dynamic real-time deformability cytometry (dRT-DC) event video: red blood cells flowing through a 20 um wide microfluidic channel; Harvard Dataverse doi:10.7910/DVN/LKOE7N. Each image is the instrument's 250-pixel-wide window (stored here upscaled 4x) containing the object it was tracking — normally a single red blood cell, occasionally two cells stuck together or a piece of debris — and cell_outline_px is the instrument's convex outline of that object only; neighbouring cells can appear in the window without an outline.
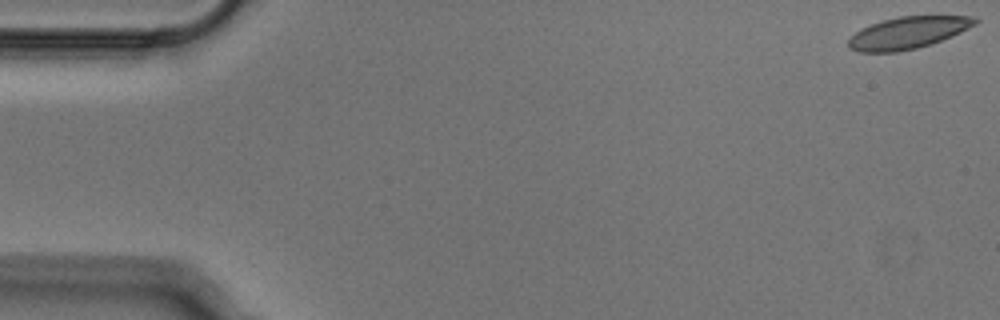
{"species": "Egyptian fruit bat (a non-hibernating species)", "species_latin": "Rousettus aegyptiacus", "temperature_condition": "cold", "stored_images_in_passage": 9, "camera_frame_rate_fps": 3000, "um_per_image_px": 0.085, "animal": {"sex": "male"}, "frame": {"image": 1, "passage_image": 1, "time_ms": 0.0, "image_size_px": [1000, 320], "cell_outline_px": [[980, 20], [976, 24], [960, 32], [932, 44], [916, 48], [896, 52], [860, 52], [848, 48], [848, 40], [856, 32], [872, 24], [884, 20], [900, 16], [972, 16]], "centroid_in_image_um": [77.19, 2.79], "position_along_channel_um": 7.8, "area_um2": 23.29}}